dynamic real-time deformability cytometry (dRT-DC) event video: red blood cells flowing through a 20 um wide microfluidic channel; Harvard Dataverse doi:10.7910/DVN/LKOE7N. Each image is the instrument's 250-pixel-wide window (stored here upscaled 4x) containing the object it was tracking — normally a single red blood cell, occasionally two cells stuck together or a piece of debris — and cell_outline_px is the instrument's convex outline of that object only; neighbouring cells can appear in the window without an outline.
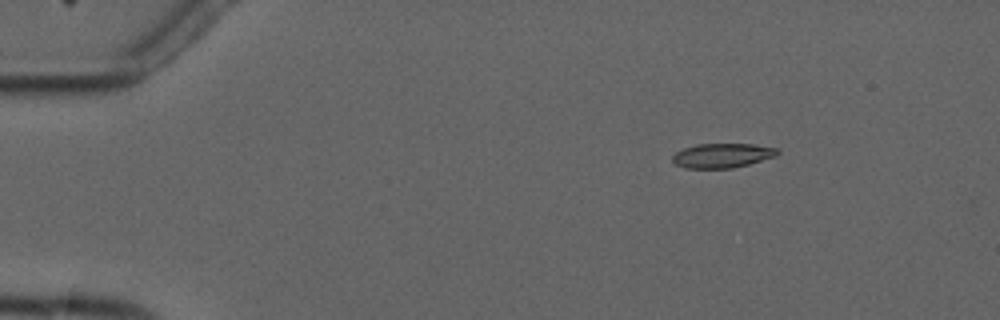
{"species": "common noctule bat (a hibernating species)", "species_latin": "Nyctalus noctula", "temperature_condition": "cold", "stored_images_in_passage": 6, "camera_frame_rate_fps": 3000, "um_per_image_px": 0.085, "animal": {"sex": "male", "forearm_length_mm": 52.5}, "frame": {"image": 1, "passage_image": 2, "time_ms": 1.0, "image_size_px": [1000, 320], "cell_outline_px": [[780, 152], [776, 156], [748, 164], [732, 168], [684, 168], [676, 164], [672, 160], [672, 156], [676, 152], [684, 148], [696, 144], [756, 144], [780, 148]], "centroid_in_image_um": [61.42, 13.21], "position_along_channel_um": 23.6, "area_um2": 15.03}}
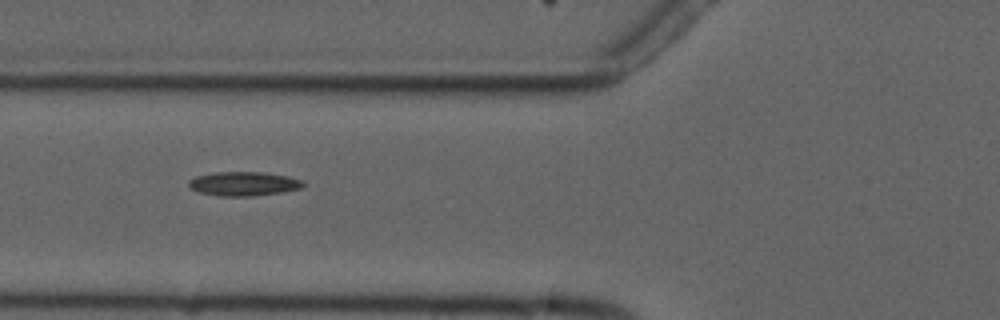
{"frame": {"image": 2, "passage_image": 5, "time_ms": 5.333, "image_size_px": [1000, 320], "cell_outline_px": [[304, 184], [300, 188], [280, 192], [252, 196], [216, 196], [200, 192], [192, 188], [188, 184], [188, 180], [196, 176], [216, 172], [264, 172], [288, 176], [304, 180]], "centroid_in_image_um": [20.71, 15.61], "position_along_channel_um": 105.1, "area_um2": 16.01}}
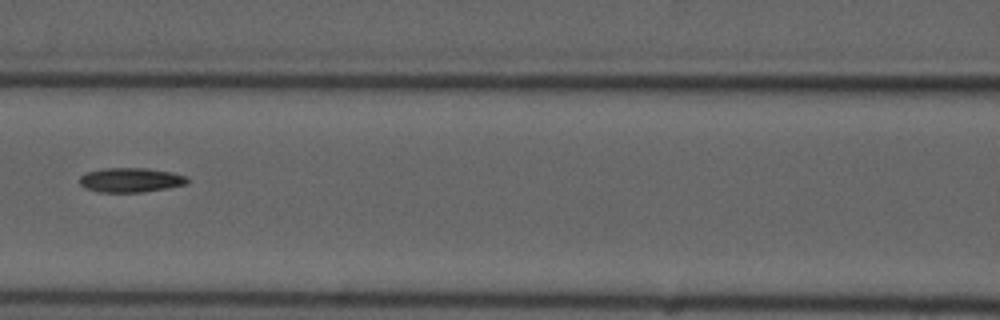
{"frame": {"image": 3, "passage_image": 6, "time_ms": 6.667, "image_size_px": [1000, 320], "cell_outline_px": [[188, 184], [168, 188], [144, 192], [96, 192], [84, 188], [80, 184], [80, 176], [84, 172], [104, 168], [148, 168], [172, 172], [188, 176]], "centroid_in_image_um": [11.11, 15.3], "position_along_channel_um": 155.5, "area_um2": 15.66}}